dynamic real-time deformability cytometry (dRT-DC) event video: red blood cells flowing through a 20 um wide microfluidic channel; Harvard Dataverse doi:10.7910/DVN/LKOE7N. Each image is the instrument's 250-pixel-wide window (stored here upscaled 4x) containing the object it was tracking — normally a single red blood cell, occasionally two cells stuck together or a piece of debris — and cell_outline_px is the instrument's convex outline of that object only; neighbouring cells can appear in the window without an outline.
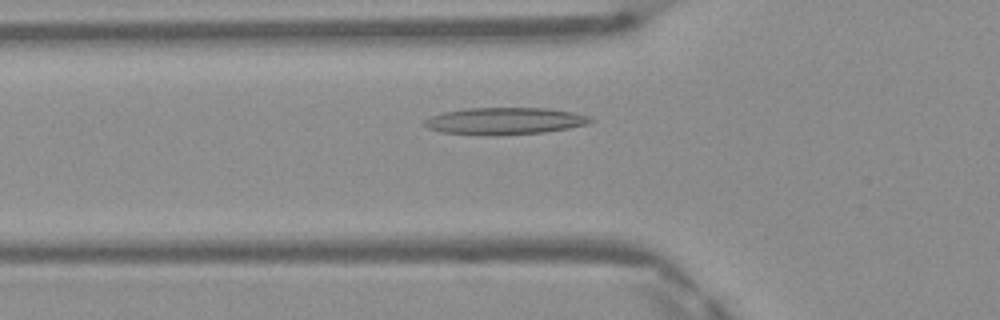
{"species": "Egyptian fruit bat (a non-hibernating species)", "species_latin": "Rousettus aegyptiacus", "temperature_condition": "warm", "stored_images_in_passage": 44, "camera_frame_rate_fps": 3000, "um_per_image_px": 0.085, "frame": {"image": 1, "passage_image": 12, "time_ms": 3.667, "image_size_px": [1000, 320], "cell_outline_px": [[596, 120], [588, 124], [568, 128], [544, 132], [500, 136], [480, 136], [440, 132], [428, 128], [424, 124], [424, 120], [428, 116], [444, 112], [468, 108], [548, 108], [572, 112], [588, 116]], "centroid_in_image_um": [42.87, 10.3], "position_along_channel_um": 82.9, "area_um2": 26.53}}
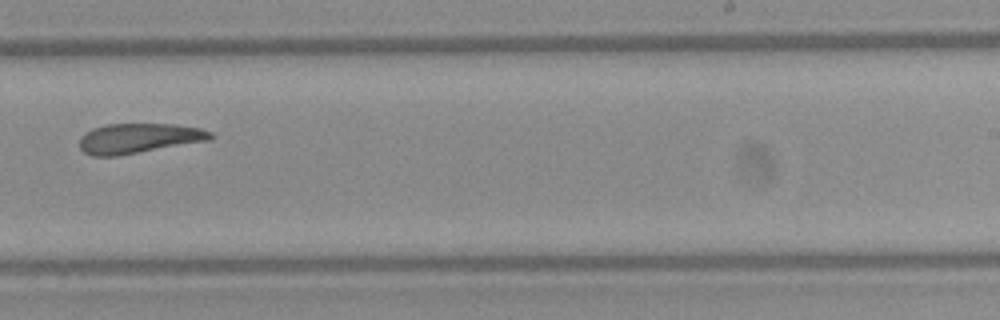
{"frame": {"image": 2, "passage_image": 26, "time_ms": 8.333, "image_size_px": [1000, 320], "cell_outline_px": [[216, 136], [212, 140], [116, 156], [92, 156], [84, 152], [80, 148], [80, 136], [84, 132], [92, 128], [108, 124], [176, 124], [200, 128], [212, 132]], "centroid_in_image_um": [11.82, 11.75], "position_along_channel_um": 277.2, "area_um2": 23.06}}
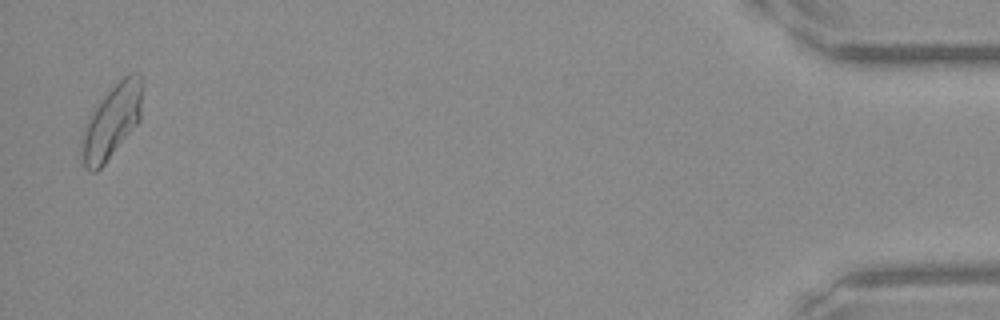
{"frame": {"image": 3, "passage_image": 43, "time_ms": 14.0, "image_size_px": [1000, 320], "cell_outline_px": [[140, 120], [104, 164], [96, 172], [92, 172], [84, 164], [80, 144], [80, 140], [84, 124], [100, 100], [128, 72], [136, 72], [140, 76]], "centroid_in_image_um": [9.45, 10.35], "position_along_channel_um": 425.7, "area_um2": 25.32}, "authors_computed_cell_mechanics": {"area_um2": 23.9003, "velocity_mm_per_s": 4.1456, "shape_relaxation_time_tau1_ms": null, "shape_relaxation_time_tau2_ms": 7.5488, "deformation_change_tau1": null, "deformation_change_tau2": 0.2062}}